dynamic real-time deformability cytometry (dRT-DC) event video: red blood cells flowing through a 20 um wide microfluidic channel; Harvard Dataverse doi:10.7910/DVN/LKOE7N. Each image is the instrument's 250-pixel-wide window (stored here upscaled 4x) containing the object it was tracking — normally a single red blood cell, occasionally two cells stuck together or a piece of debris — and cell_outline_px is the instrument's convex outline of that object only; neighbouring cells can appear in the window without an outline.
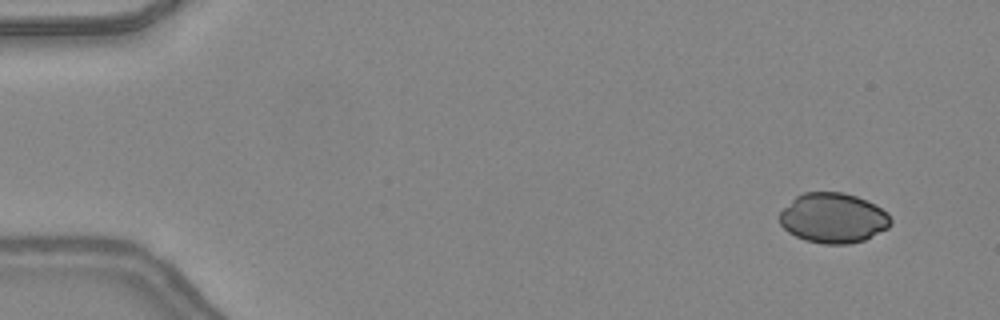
{"species": "common noctule bat (a hibernating species)", "species_latin": "Nyctalus noctula", "temperature_condition": "warm", "stored_images_in_passage": 48, "camera_frame_rate_fps": 3000, "um_per_image_px": 0.085, "animal": {"sex": "female", "body_mass_g": 24.6, "forearm_length_mm": 56.2}, "frame": {"image": 1, "passage_image": 4, "time_ms": 1.0, "image_size_px": [1000, 320], "cell_outline_px": [[892, 224], [888, 228], [864, 240], [848, 244], [824, 244], [804, 240], [788, 232], [780, 224], [780, 212], [796, 196], [804, 192], [844, 192], [856, 196], [888, 212], [892, 220]], "centroid_in_image_um": [70.82, 18.54], "position_along_channel_um": 14.2, "area_um2": 32.31}}